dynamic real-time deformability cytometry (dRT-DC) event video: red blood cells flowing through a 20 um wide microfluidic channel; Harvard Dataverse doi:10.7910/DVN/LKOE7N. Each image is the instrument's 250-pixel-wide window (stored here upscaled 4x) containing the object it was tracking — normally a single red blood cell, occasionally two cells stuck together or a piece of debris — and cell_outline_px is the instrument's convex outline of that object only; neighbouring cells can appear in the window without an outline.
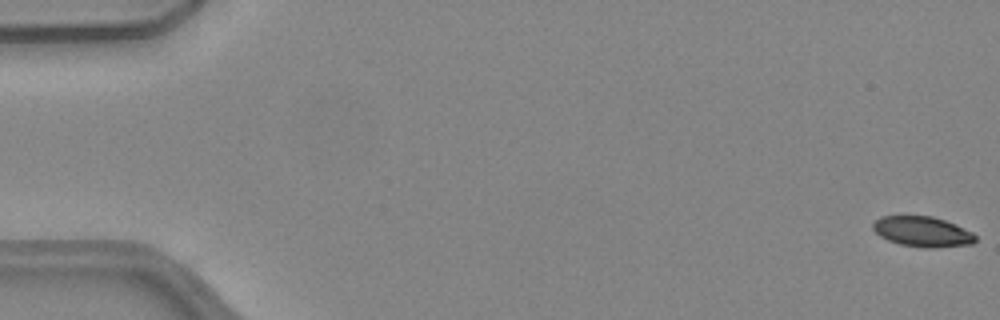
{"species": "common noctule bat (a hibernating species)", "species_latin": "Nyctalus noctula", "temperature_condition": "warm", "stored_images_in_passage": 52, "camera_frame_rate_fps": 3000, "um_per_image_px": 0.085, "animal": {"sex": "female", "body_mass_g": 24.6, "forearm_length_mm": 56.2}, "frame": {"image": 1, "passage_image": 1, "time_ms": 0.0, "image_size_px": [1000, 320], "cell_outline_px": [[976, 240], [972, 244], [932, 248], [924, 248], [900, 244], [888, 240], [880, 236], [872, 228], [872, 224], [880, 216], [932, 216], [956, 224], [972, 232], [976, 236]], "centroid_in_image_um": [78.41, 19.69], "position_along_channel_um": 6.6, "area_um2": 18.09}}
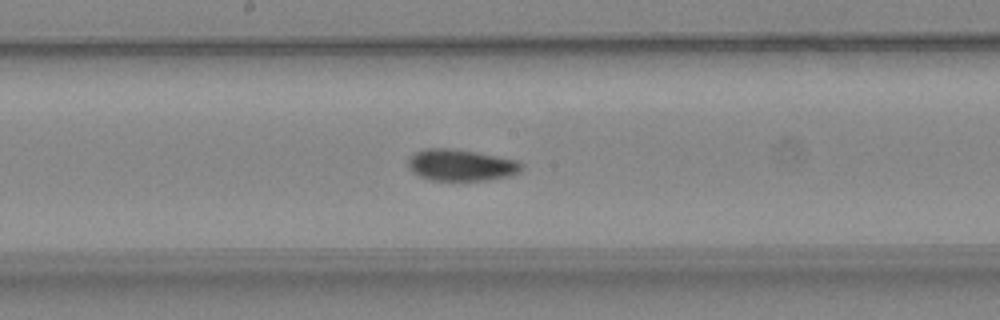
{"frame": {"image": 2, "passage_image": 28, "time_ms": 9.0, "image_size_px": [1000, 320], "cell_outline_px": [[524, 168], [520, 172], [512, 176], [488, 180], [432, 180], [420, 176], [412, 172], [408, 168], [408, 160], [416, 152], [424, 148], [448, 148], [476, 152], [516, 160], [524, 164]], "centroid_in_image_um": [39.22, 14.04], "position_along_channel_um": 209.0, "area_um2": 20.92}}
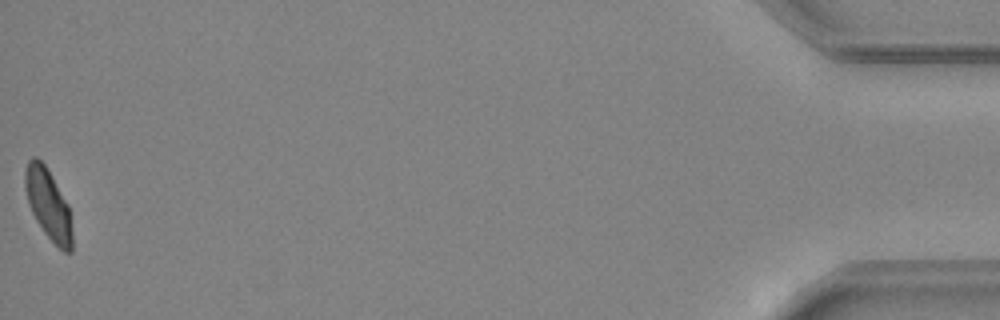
{"frame": {"image": 3, "passage_image": 52, "time_ms": 17.0, "image_size_px": [1000, 320], "cell_outline_px": [[72, 252], [64, 252], [44, 232], [36, 220], [28, 204], [24, 188], [24, 172], [28, 160], [32, 156], [36, 156], [44, 164], [68, 204], [72, 232]], "centroid_in_image_um": [4.07, 17.34], "position_along_channel_um": 431.1, "area_um2": 19.19}, "authors_computed_cell_mechanics": {"area_um2": 19.8832, "velocity_mm_per_s": 4.029, "shape_relaxation_time_tau1_ms": 7.0144, "shape_relaxation_time_tau2_ms": 2.1849, "deformation_change_tau1": 0.1632, "deformation_change_tau2": 0.0434}}